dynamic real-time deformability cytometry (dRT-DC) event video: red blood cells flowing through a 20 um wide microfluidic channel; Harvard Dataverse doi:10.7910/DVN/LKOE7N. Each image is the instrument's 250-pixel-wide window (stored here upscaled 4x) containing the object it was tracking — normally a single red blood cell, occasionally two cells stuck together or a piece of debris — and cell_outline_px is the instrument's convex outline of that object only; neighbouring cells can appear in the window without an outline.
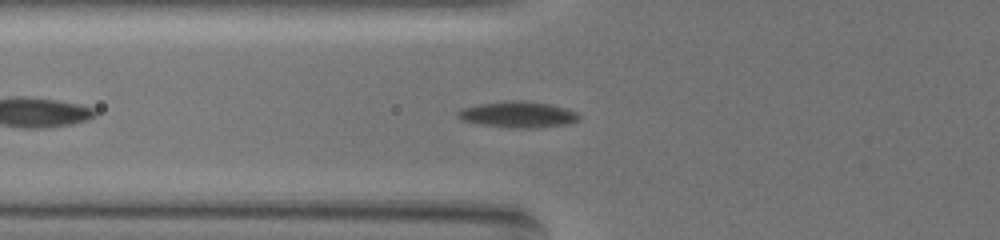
{"species": "common noctule bat (a hibernating species)", "species_latin": "Nyctalus noctula", "temperature_condition": "warm", "stored_images_in_passage": 42, "camera_frame_rate_fps": 3000, "um_per_image_px": 0.085, "animal": {"sex": "female", "body_mass_g": 19.5, "forearm_length_mm": 54.1}, "frame": {"image": 1, "passage_image": 5, "time_ms": 1.333, "image_size_px": [1000, 240], "cell_outline_px": [[580, 116], [576, 120], [568, 124], [536, 128], [512, 128], [480, 124], [464, 120], [456, 116], [456, 112], [464, 108], [480, 104], [516, 100], [520, 100], [548, 104], [564, 108], [576, 112]], "centroid_in_image_um": [44.03, 9.75], "position_along_channel_um": 81.8, "area_um2": 18.09}}
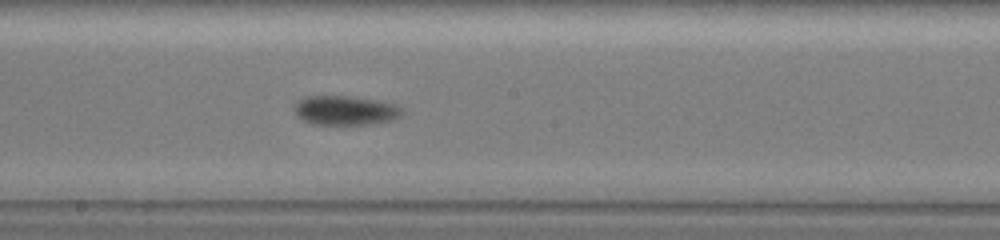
{"frame": {"image": 2, "passage_image": 17, "time_ms": 5.333, "image_size_px": [1000, 240], "cell_outline_px": [[404, 112], [400, 116], [392, 120], [372, 124], [312, 124], [296, 116], [296, 104], [300, 100], [308, 96], [344, 96], [372, 100], [392, 104], [400, 108]], "centroid_in_image_um": [29.34, 9.4], "position_along_channel_um": 218.9, "area_um2": 17.92}}
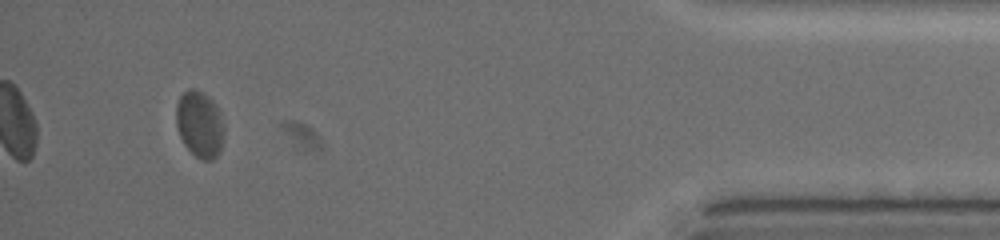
{"frame": {"image": 3, "passage_image": 39, "time_ms": 12.667, "image_size_px": [1000, 240], "cell_outline_px": [[224, 140], [220, 152], [212, 160], [204, 160], [196, 156], [184, 144], [180, 136], [176, 124], [176, 104], [180, 96], [188, 88], [192, 88], [208, 96], [216, 104], [224, 136]], "centroid_in_image_um": [16.95, 10.57], "position_along_channel_um": 418.2, "area_um2": 18.32}, "authors_computed_cell_mechanics": {"area_um2": 17.7446, "velocity_mm_per_s": 3.4376, "shape_relaxation_time_tau1_ms": 3.7454, "shape_relaxation_time_tau2_ms": null, "deformation_change_tau1": 0.1326, "deformation_change_tau2": null}}